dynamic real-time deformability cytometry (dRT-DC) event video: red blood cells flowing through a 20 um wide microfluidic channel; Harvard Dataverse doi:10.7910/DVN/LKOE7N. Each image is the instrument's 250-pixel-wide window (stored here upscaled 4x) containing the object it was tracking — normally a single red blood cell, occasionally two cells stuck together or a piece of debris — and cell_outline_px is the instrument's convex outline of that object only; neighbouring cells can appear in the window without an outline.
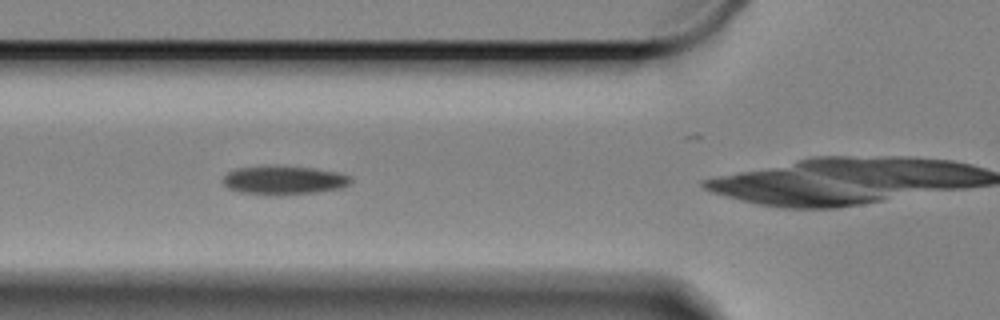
{"species": "Egyptian fruit bat (a non-hibernating species)", "species_latin": "Rousettus aegyptiacus", "temperature_condition": "cold", "stored_images_in_passage": 48, "camera_frame_rate_fps": 3000, "um_per_image_px": 0.085, "animal": {"sex": "female"}, "frame": {"image": 1, "passage_image": 8, "time_ms": 2.333, "image_size_px": [1000, 320], "cell_outline_px": [[352, 180], [348, 184], [340, 188], [316, 192], [276, 196], [240, 192], [228, 188], [224, 184], [224, 176], [228, 172], [236, 168], [312, 168], [340, 172], [348, 176]], "centroid_in_image_um": [24.14, 15.36], "position_along_channel_um": 101.7, "area_um2": 20.63}}
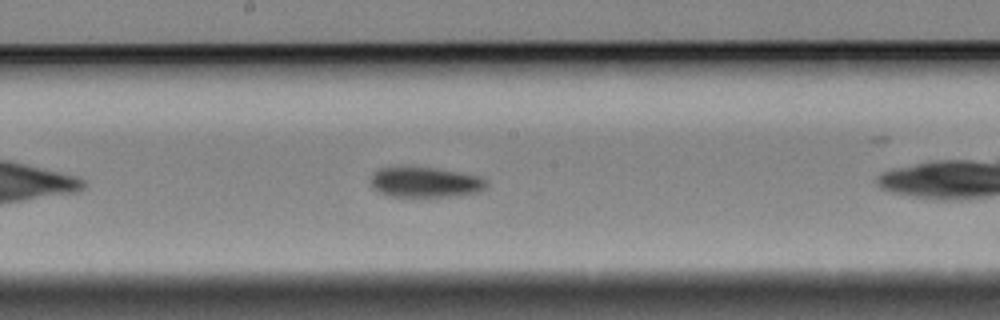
{"frame": {"image": 2, "passage_image": 18, "time_ms": 5.667, "image_size_px": [1000, 320], "cell_outline_px": [[488, 184], [480, 192], [452, 196], [384, 196], [372, 188], [372, 172], [380, 168], [436, 168], [476, 176], [488, 180]], "centroid_in_image_um": [36.13, 15.51], "position_along_channel_um": 212.1, "area_um2": 20.11}}
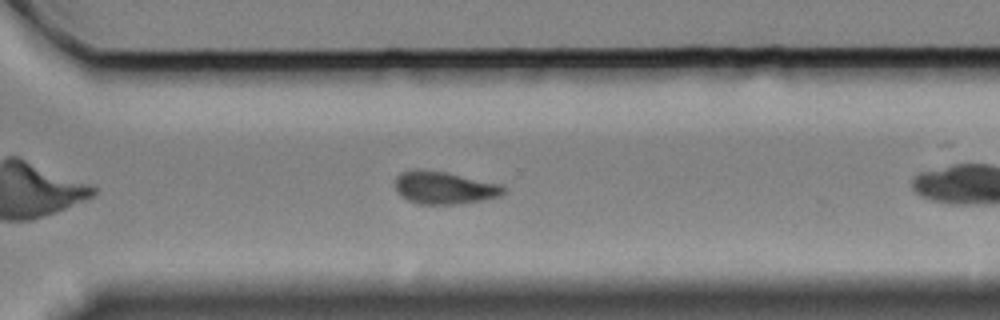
{"frame": {"image": 3, "passage_image": 29, "time_ms": 9.333, "image_size_px": [1000, 320], "cell_outline_px": [[504, 192], [500, 196], [484, 200], [460, 204], [420, 204], [408, 200], [400, 196], [396, 192], [396, 176], [400, 172], [416, 168], [420, 168], [444, 172], [500, 184], [504, 188]], "centroid_in_image_um": [37.71, 15.96], "position_along_channel_um": 332.9, "area_um2": 20.63}, "authors_computed_cell_mechanics": {"area_um2": 20.6924, "velocity_mm_per_s": 3.3027, "shape_relaxation_time_tau1_ms": 6.3237, "shape_relaxation_time_tau2_ms": 6.4088, "deformation_change_tau1": 0.128, "deformation_change_tau2": 0.1046}}